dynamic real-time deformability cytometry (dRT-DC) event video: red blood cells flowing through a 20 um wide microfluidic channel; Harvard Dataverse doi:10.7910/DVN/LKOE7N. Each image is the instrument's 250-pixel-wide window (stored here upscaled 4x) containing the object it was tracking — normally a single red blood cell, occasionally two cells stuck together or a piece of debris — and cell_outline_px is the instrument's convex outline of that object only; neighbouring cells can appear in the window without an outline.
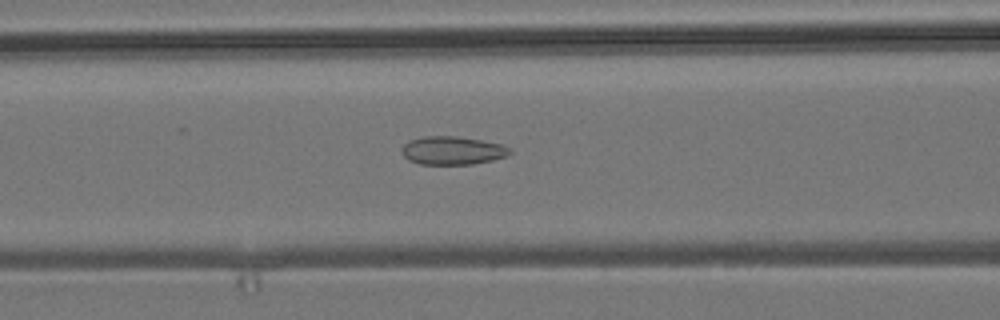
{"species": "common noctule bat (a hibernating species)", "species_latin": "Nyctalus noctula", "temperature_condition": "room temperature", "stored_images_in_passage": 50, "camera_frame_rate_fps": 3000, "um_per_image_px": 0.085, "animal": {"sex": "male", "body_mass_g": 19.2, "forearm_length_mm": 51.8}, "frame": {"image": 1, "passage_image": 18, "time_ms": 5.667, "image_size_px": [1000, 320], "cell_outline_px": [[512, 152], [508, 156], [492, 160], [472, 164], [420, 164], [408, 160], [404, 156], [400, 148], [408, 140], [424, 136], [456, 136], [480, 140], [500, 144], [512, 148]], "centroid_in_image_um": [38.45, 12.79], "position_along_channel_um": 128.2, "area_um2": 17.92}}
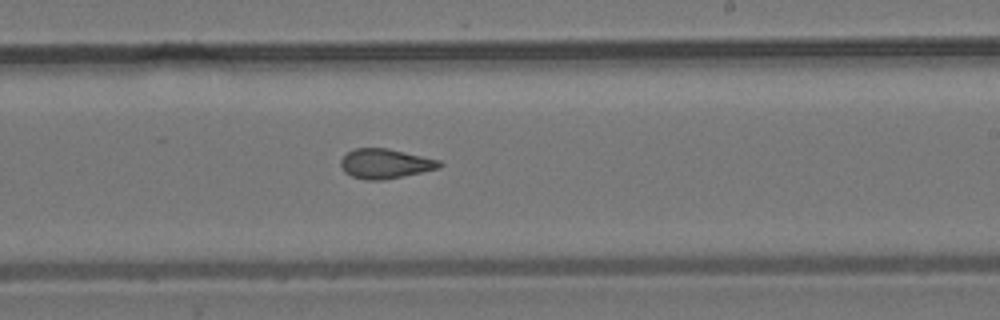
{"frame": {"image": 2, "passage_image": 28, "time_ms": 9.0, "image_size_px": [1000, 320], "cell_outline_px": [[444, 164], [440, 168], [380, 180], [368, 180], [352, 176], [344, 172], [340, 164], [340, 160], [348, 152], [356, 148], [388, 148], [440, 160]], "centroid_in_image_um": [32.74, 13.9], "position_along_channel_um": 256.3, "area_um2": 16.88}}
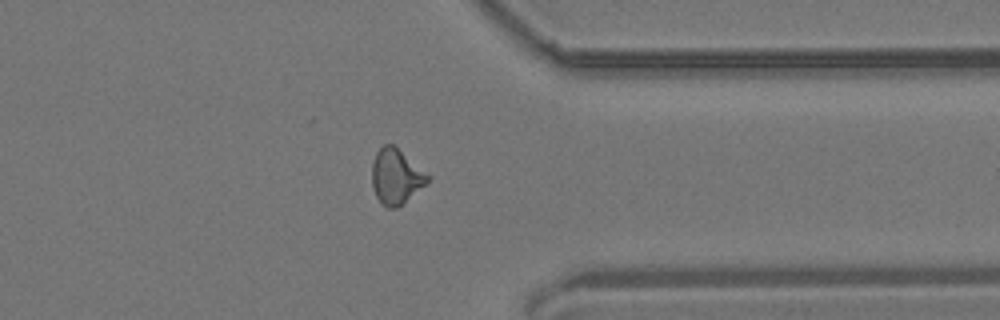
{"frame": {"image": 3, "passage_image": 38, "time_ms": 12.333, "image_size_px": [1000, 320], "cell_outline_px": [[432, 176], [424, 184], [396, 208], [388, 208], [376, 196], [372, 184], [372, 164], [376, 152], [384, 144], [392, 144]], "centroid_in_image_um": [33.65, 14.97], "position_along_channel_um": 377.8, "area_um2": 17.4}, "authors_computed_cell_mechanics": {"area_um2": 17.3978, "velocity_mm_per_s": 3.8513, "shape_relaxation_time_tau1_ms": null, "shape_relaxation_time_tau2_ms": 1.4073, "deformation_change_tau1": null, "deformation_change_tau2": 0.0937}}